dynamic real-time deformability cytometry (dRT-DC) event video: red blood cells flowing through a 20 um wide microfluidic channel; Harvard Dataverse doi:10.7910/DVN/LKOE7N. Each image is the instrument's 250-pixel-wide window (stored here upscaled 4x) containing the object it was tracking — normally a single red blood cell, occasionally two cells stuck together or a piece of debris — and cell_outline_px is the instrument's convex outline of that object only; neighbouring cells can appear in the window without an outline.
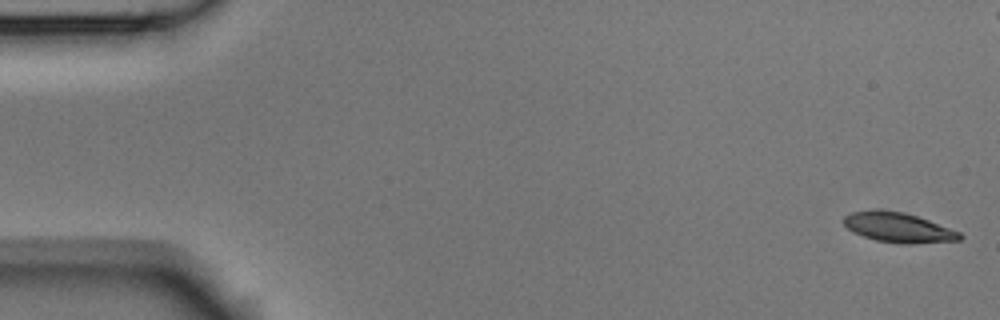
{"species": "Egyptian fruit bat (a non-hibernating species)", "species_latin": "Rousettus aegyptiacus", "temperature_condition": "room temperature", "stored_images_in_passage": 6, "segment_of_instrument_passage": [1, 2], "camera_frame_rate_fps": 3000, "um_per_image_px": 0.085, "animal": {"sex": "male"}, "frame": {"image": 1, "passage_image": 1, "time_ms": 0.0, "image_size_px": [1000, 320], "cell_outline_px": [[964, 236], [960, 240], [912, 244], [908, 244], [876, 240], [852, 232], [840, 220], [844, 216], [852, 212], [904, 212], [928, 220], [960, 232]], "centroid_in_image_um": [76.38, 19.37], "position_along_channel_um": 8.6, "area_um2": 19.54}}
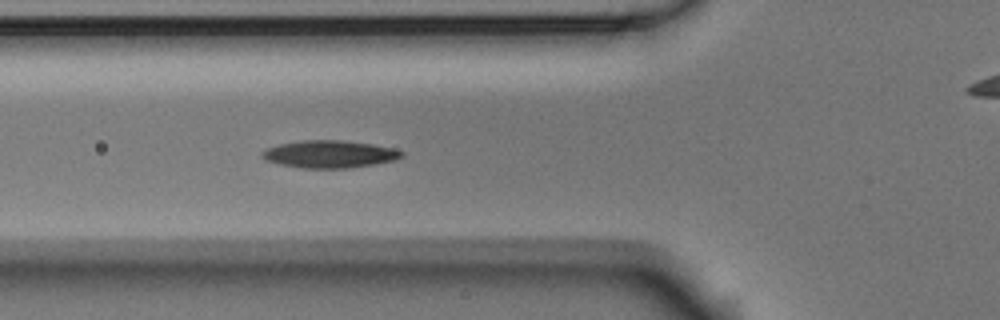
{"frame": {"image": 2, "passage_image": 5, "time_ms": 1.333, "image_size_px": [1000, 320], "cell_outline_px": [[404, 156], [396, 160], [348, 168], [300, 168], [280, 164], [268, 160], [260, 156], [260, 152], [268, 148], [280, 144], [304, 140], [340, 140], [372, 144], [392, 148], [404, 152]], "centroid_in_image_um": [28.02, 13.1], "position_along_channel_um": 97.8, "area_um2": 22.14}}